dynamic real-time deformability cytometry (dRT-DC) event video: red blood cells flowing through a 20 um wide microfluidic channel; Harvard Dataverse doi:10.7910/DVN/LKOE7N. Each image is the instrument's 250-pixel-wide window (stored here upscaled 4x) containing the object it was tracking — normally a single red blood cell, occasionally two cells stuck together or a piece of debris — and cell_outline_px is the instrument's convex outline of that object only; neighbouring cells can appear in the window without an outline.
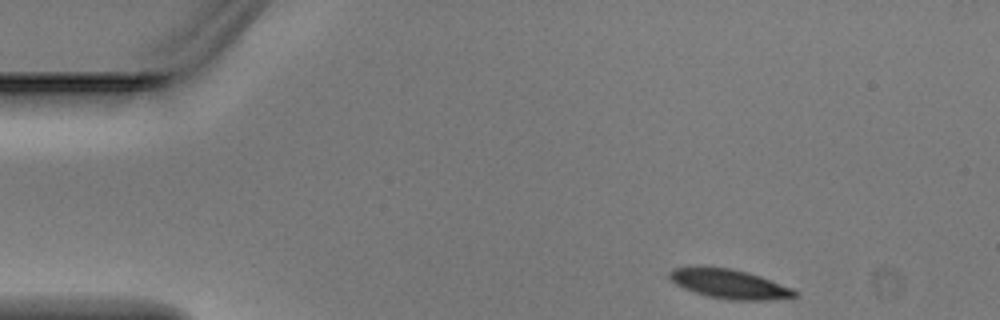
{"species": "Egyptian fruit bat (a non-hibernating species)", "species_latin": "Rousettus aegyptiacus", "temperature_condition": "warm", "stored_images_in_passage": 2, "camera_frame_rate_fps": 3000, "um_per_image_px": 0.085, "animal": {"sex": "male"}, "frame": {"image": 1, "passage_image": 2, "time_ms": 0.333, "image_size_px": [1000, 320], "cell_outline_px": [[796, 296], [768, 300], [728, 300], [708, 296], [684, 288], [676, 284], [668, 276], [668, 272], [672, 268], [728, 268], [760, 276], [792, 288], [796, 292]], "centroid_in_image_um": [62.0, 24.16], "position_along_channel_um": 23.0, "area_um2": 20.69}}